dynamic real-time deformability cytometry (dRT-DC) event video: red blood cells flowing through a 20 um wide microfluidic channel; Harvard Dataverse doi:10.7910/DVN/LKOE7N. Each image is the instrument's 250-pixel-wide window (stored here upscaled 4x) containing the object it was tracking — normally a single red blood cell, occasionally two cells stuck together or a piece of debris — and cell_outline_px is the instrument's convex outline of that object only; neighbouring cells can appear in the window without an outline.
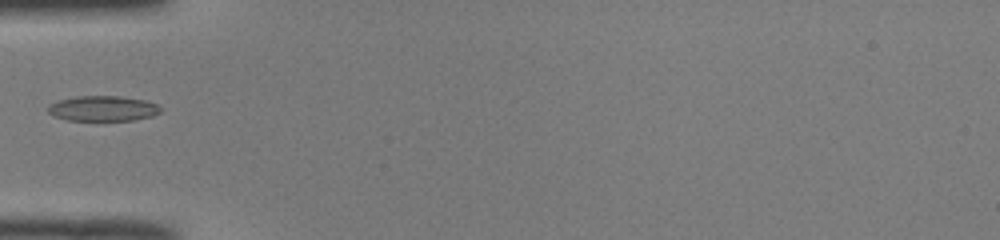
{"species": "common noctule bat (a hibernating species)", "species_latin": "Nyctalus noctula", "temperature_condition": "room temperature", "stored_images_in_passage": 34, "camera_frame_rate_fps": 3000, "um_per_image_px": 0.085, "animal": {"sex": "male", "body_mass_g": 19.0, "forearm_length_mm": 50.8}, "frame": {"image": 1, "passage_image": 1, "time_ms": 0.0, "image_size_px": [1000, 240], "cell_outline_px": [[160, 112], [152, 116], [132, 120], [68, 120], [52, 116], [48, 112], [48, 104], [60, 100], [76, 96], [120, 96], [144, 100], [160, 104]], "centroid_in_image_um": [8.74, 9.21], "position_along_channel_um": 76.3, "area_um2": 16.59}}
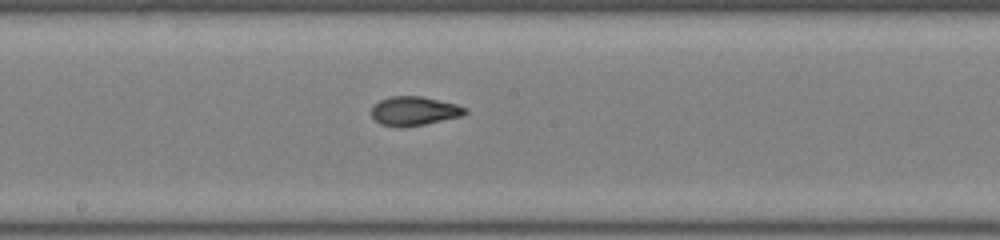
{"frame": {"image": 2, "passage_image": 11, "time_ms": 3.333, "image_size_px": [1000, 240], "cell_outline_px": [[468, 112], [460, 116], [424, 124], [400, 128], [396, 128], [380, 124], [372, 116], [372, 104], [380, 100], [392, 96], [420, 96], [456, 104], [468, 108]], "centroid_in_image_um": [35.18, 9.44], "position_along_channel_um": 213.0, "area_um2": 15.84}}
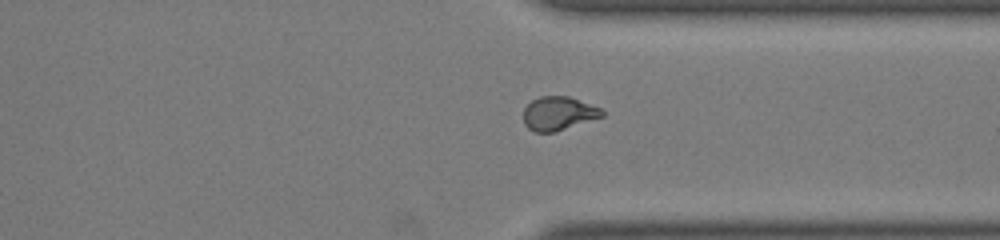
{"frame": {"image": 3, "passage_image": 22, "time_ms": 7.0, "image_size_px": [1000, 240], "cell_outline_px": [[604, 116], [556, 132], [536, 132], [528, 128], [524, 124], [524, 108], [532, 100], [540, 96], [568, 96], [600, 108], [604, 112]], "centroid_in_image_um": [47.46, 9.65], "position_along_channel_um": 363.9, "area_um2": 15.37}}